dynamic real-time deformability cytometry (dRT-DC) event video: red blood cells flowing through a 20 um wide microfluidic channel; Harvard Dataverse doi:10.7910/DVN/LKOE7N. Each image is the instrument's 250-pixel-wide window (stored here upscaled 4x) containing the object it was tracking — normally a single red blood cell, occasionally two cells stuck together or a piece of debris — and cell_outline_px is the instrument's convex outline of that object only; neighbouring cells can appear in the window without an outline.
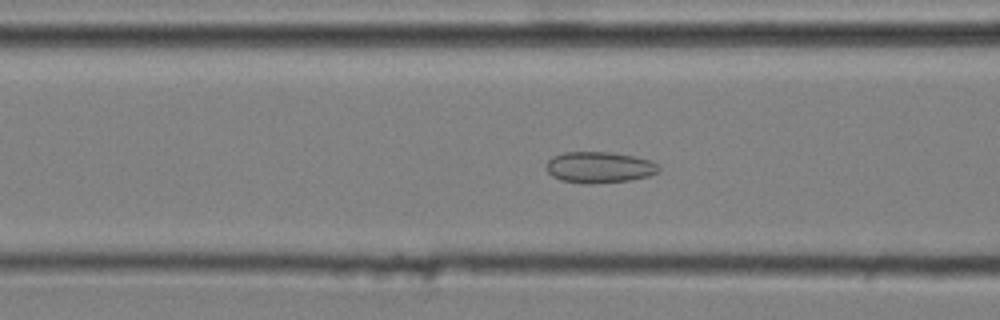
{"species": "common noctule bat (a hibernating species)", "species_latin": "Nyctalus noctula", "temperature_condition": "cold", "stored_images_in_passage": 39, "camera_frame_rate_fps": 3000, "um_per_image_px": 0.085, "animal": {"sex": "male", "body_mass_g": 20.4}, "frame": {"image": 1, "passage_image": 7, "time_ms": 2.0, "image_size_px": [1000, 320], "cell_outline_px": [[660, 168], [656, 172], [648, 176], [632, 180], [596, 184], [584, 184], [560, 180], [552, 176], [544, 168], [544, 164], [552, 156], [564, 152], [612, 152], [652, 160]], "centroid_in_image_um": [50.89, 14.23], "position_along_channel_um": 115.7, "area_um2": 20.75}}
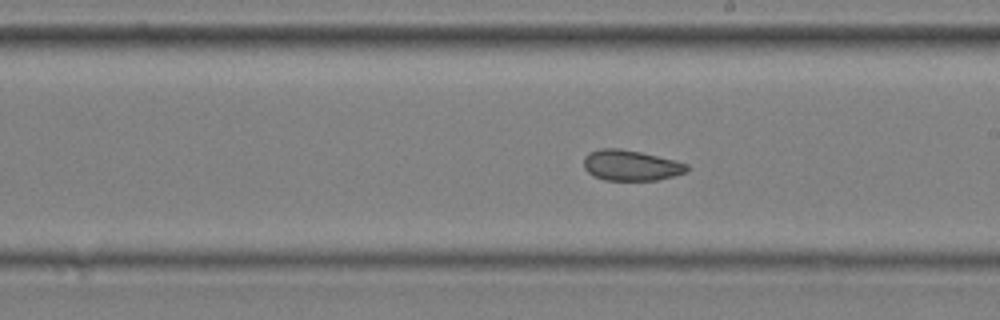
{"frame": {"image": 2, "passage_image": 17, "time_ms": 5.333, "image_size_px": [1000, 320], "cell_outline_px": [[688, 172], [656, 180], [604, 180], [592, 176], [584, 168], [584, 156], [588, 152], [600, 148], [620, 148], [640, 152], [688, 164]], "centroid_in_image_um": [53.57, 14.05], "position_along_channel_um": 235.4, "area_um2": 18.38}}
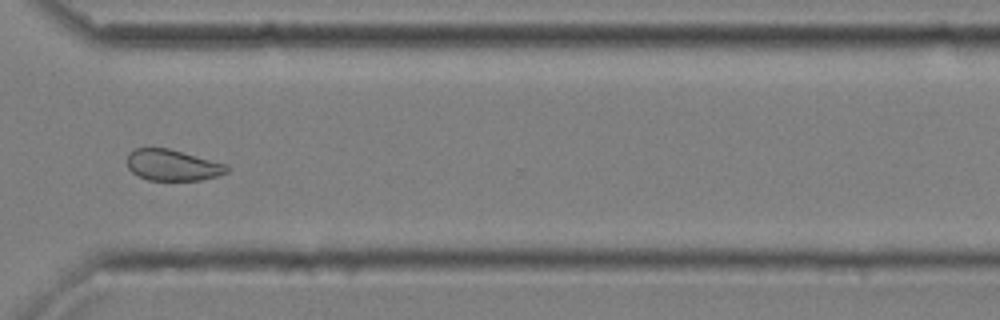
{"frame": {"image": 3, "passage_image": 27, "time_ms": 8.667, "image_size_px": [1000, 320], "cell_outline_px": [[228, 172], [216, 176], [200, 180], [148, 180], [132, 172], [128, 168], [128, 152], [136, 148], [168, 148], [228, 164]], "centroid_in_image_um": [14.67, 14.03], "position_along_channel_um": 355.9, "area_um2": 18.03}, "authors_computed_cell_mechanics": {"area_um2": 19.4208, "velocity_mm_per_s": 3.5957, "shape_relaxation_time_tau1_ms": null, "shape_relaxation_time_tau2_ms": 2.2753, "deformation_change_tau1": null, "deformation_change_tau2": 0.0716}}